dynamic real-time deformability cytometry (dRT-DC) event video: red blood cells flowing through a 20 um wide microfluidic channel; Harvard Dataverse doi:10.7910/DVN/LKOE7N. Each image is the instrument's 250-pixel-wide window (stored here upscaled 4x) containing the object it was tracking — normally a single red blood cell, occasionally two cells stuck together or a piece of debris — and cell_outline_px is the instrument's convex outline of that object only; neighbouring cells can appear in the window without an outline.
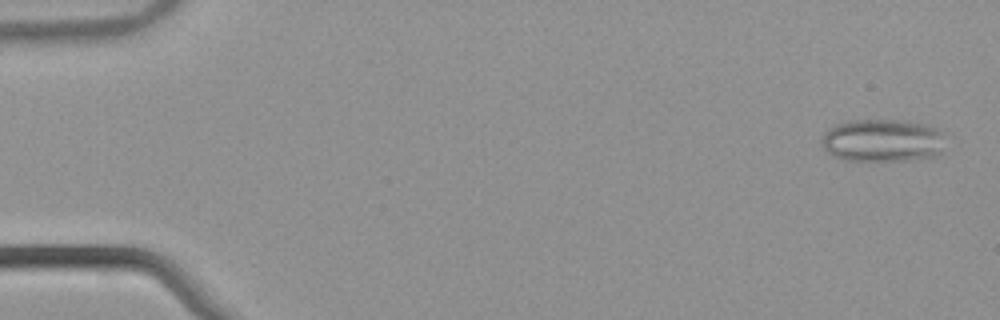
{"species": "common noctule bat (a hibernating species)", "species_latin": "Nyctalus noctula", "temperature_condition": "warm", "stored_images_in_passage": 53, "camera_frame_rate_fps": 3000, "um_per_image_px": 0.085, "animal": {"sex": "male", "body_mass_g": 21.5, "forearm_length_mm": 52.0}, "frame": {"image": 1, "passage_image": 2, "time_ms": 0.333, "image_size_px": [1000, 320], "cell_outline_px": [[944, 152], [940, 156], [904, 160], [844, 160], [832, 156], [820, 144], [824, 132], [828, 128], [836, 124], [848, 120], [900, 120], [924, 124], [940, 132]], "centroid_in_image_um": [74.96, 11.95], "position_along_channel_um": 10.0, "area_um2": 30.87}}
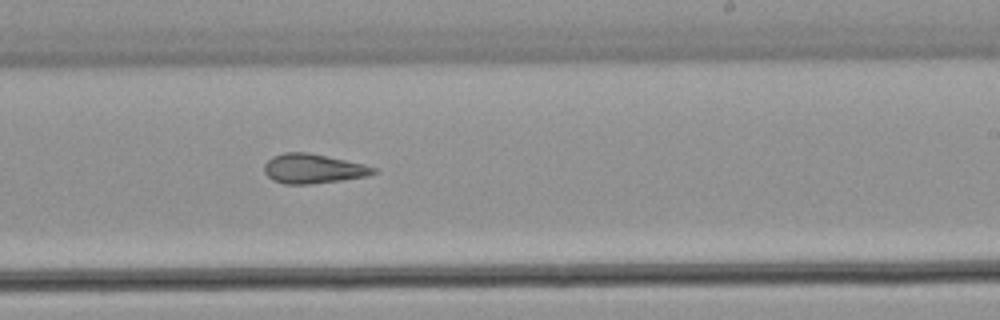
{"frame": {"image": 2, "passage_image": 33, "time_ms": 10.667, "image_size_px": [1000, 320], "cell_outline_px": [[376, 172], [368, 176], [312, 184], [284, 184], [272, 180], [264, 172], [264, 164], [272, 156], [284, 152], [308, 152], [364, 164], [376, 168]], "centroid_in_image_um": [26.58, 14.33], "position_along_channel_um": 262.4, "area_um2": 18.79}}
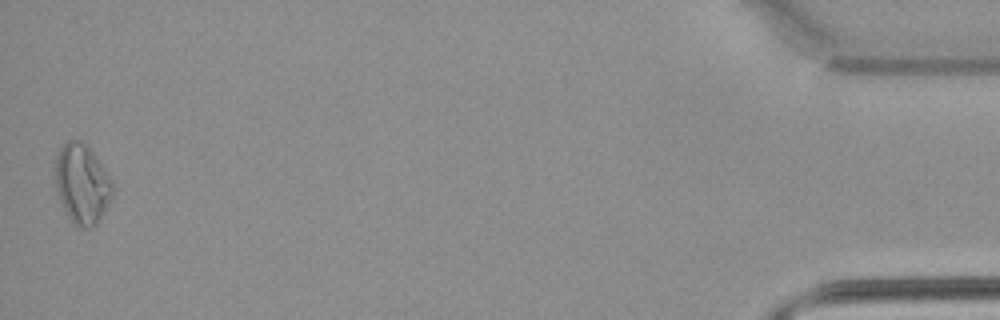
{"frame": {"image": 3, "passage_image": 53, "time_ms": 17.333, "image_size_px": [1000, 320], "cell_outline_px": [[112, 196], [104, 212], [96, 224], [92, 228], [76, 228], [68, 216], [60, 200], [56, 188], [52, 172], [56, 156], [60, 148], [68, 140], [80, 140], [96, 156], [112, 180]], "centroid_in_image_um": [6.94, 15.64], "position_along_channel_um": 428.3, "area_um2": 26.82}, "authors_computed_cell_mechanics": {"area_um2": 20.519, "velocity_mm_per_s": 3.8535, "shape_relaxation_time_tau1_ms": null, "shape_relaxation_time_tau2_ms": 1.9935, "deformation_change_tau1": null, "deformation_change_tau2": 0.1055}}